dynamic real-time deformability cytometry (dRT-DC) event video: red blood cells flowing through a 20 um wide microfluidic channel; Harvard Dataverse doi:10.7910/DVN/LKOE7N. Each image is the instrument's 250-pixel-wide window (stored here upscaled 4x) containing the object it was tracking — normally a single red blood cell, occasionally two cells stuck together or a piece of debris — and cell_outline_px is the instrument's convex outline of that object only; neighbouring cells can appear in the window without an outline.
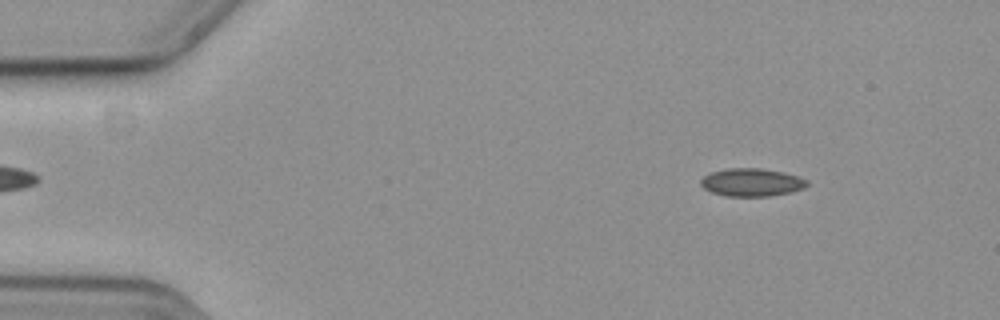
{"species": "common noctule bat (a hibernating species)", "species_latin": "Nyctalus noctula", "temperature_condition": "cold", "stored_images_in_passage": 12, "camera_frame_rate_fps": 3000, "um_per_image_px": 0.085, "animal": {"sex": "female", "body_mass_g": 19.3, "forearm_length_mm": 54.1}, "frame": {"image": 1, "passage_image": 3, "time_ms": 0.667, "image_size_px": [1000, 320], "cell_outline_px": [[808, 184], [804, 188], [788, 192], [768, 196], [728, 196], [712, 192], [704, 188], [700, 184], [700, 180], [704, 176], [712, 172], [728, 168], [760, 168], [784, 172], [808, 180]], "centroid_in_image_um": [63.88, 15.49], "position_along_channel_um": 21.1, "area_um2": 17.11}}